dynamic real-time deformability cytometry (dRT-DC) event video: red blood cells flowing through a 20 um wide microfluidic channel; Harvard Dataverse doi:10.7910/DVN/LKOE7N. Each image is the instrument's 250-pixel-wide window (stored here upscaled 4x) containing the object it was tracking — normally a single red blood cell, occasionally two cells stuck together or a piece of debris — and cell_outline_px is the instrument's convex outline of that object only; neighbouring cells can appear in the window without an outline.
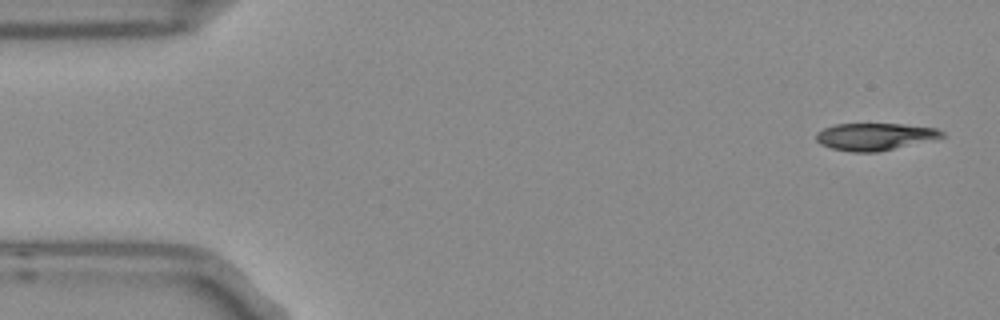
{"species": "Egyptian fruit bat (a non-hibernating species)", "species_latin": "Rousettus aegyptiacus", "temperature_condition": "room temperature", "stored_images_in_passage": 4, "camera_frame_rate_fps": 3000, "um_per_image_px": 0.085, "frame": {"image": 1, "passage_image": 1, "time_ms": 0.0, "image_size_px": [1000, 320], "cell_outline_px": [[948, 136], [936, 140], [876, 152], [852, 152], [832, 148], [820, 144], [816, 140], [816, 132], [824, 128], [836, 124], [904, 124], [936, 128], [944, 132]], "centroid_in_image_um": [74.43, 11.61], "position_along_channel_um": 10.6, "area_um2": 20.17}}
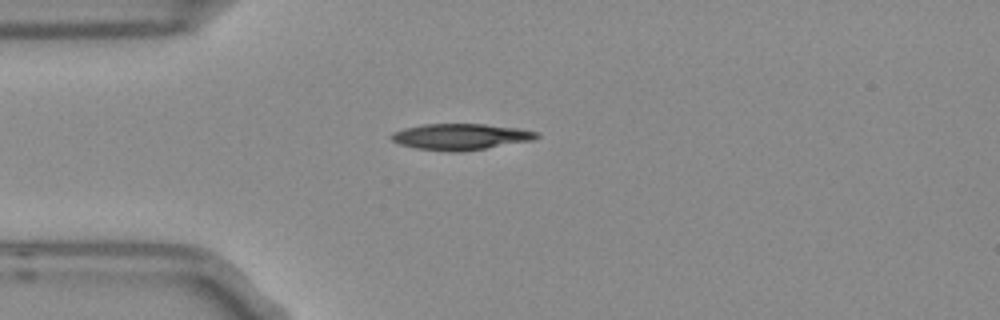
{"frame": {"image": 2, "passage_image": 4, "time_ms": 1.0, "image_size_px": [1000, 320], "cell_outline_px": [[540, 136], [532, 140], [460, 152], [448, 152], [416, 148], [400, 144], [392, 140], [388, 136], [392, 132], [404, 128], [424, 124], [484, 124], [520, 128], [540, 132]], "centroid_in_image_um": [39.14, 11.61], "position_along_channel_um": 45.9, "area_um2": 22.2}}